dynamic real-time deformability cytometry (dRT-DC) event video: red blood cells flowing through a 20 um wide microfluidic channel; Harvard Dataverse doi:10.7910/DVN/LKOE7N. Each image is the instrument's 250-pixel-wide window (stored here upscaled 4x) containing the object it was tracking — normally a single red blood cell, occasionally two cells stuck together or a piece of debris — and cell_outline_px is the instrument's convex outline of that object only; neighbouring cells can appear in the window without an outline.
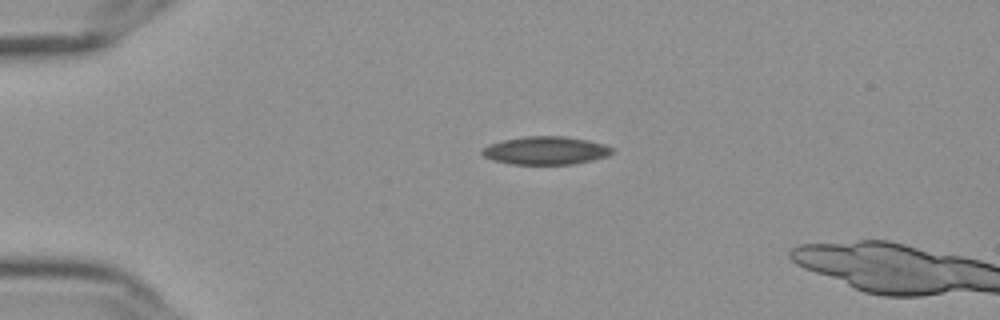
{"species": "Egyptian fruit bat (a non-hibernating species)", "species_latin": "Rousettus aegyptiacus", "temperature_condition": "cold", "stored_images_in_passage": 4, "camera_frame_rate_fps": 3000, "um_per_image_px": 0.085, "frame": {"image": 1, "passage_image": 1, "time_ms": 0.0, "image_size_px": [1000, 320], "cell_outline_px": [[616, 152], [608, 156], [592, 160], [572, 164], [512, 164], [492, 160], [484, 156], [480, 152], [488, 144], [504, 140], [524, 136], [564, 136], [588, 140], [604, 144], [616, 148]], "centroid_in_image_um": [46.43, 12.79], "position_along_channel_um": 38.6, "area_um2": 21.44}}